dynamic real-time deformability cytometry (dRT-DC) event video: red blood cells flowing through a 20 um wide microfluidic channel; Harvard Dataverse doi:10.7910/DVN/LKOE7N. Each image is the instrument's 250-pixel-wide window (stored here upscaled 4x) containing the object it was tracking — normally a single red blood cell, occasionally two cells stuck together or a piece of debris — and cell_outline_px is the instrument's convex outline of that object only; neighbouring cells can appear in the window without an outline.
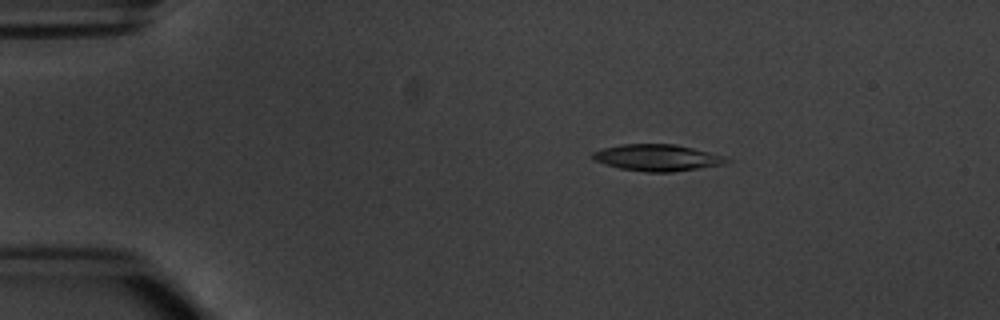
{"species": "common noctule bat (a hibernating species)", "species_latin": "Nyctalus noctula", "temperature_condition": "warm", "stored_images_in_passage": 4, "camera_frame_rate_fps": 3000, "um_per_image_px": 0.085, "animal": {"sex": "male", "body_mass_g": 20.1, "forearm_length_mm": 53.5}, "frame": {"image": 1, "passage_image": 3, "time_ms": 2.333, "image_size_px": [1000, 320], "cell_outline_px": [[732, 160], [724, 164], [700, 168], [672, 172], [648, 172], [620, 168], [604, 164], [592, 160], [592, 152], [604, 148], [624, 144], [676, 144], [724, 156]], "centroid_in_image_um": [55.86, 13.4], "position_along_channel_um": 29.1, "area_um2": 20.63}}